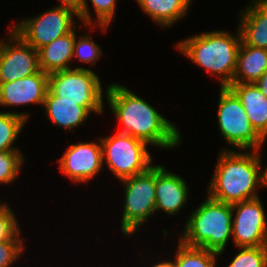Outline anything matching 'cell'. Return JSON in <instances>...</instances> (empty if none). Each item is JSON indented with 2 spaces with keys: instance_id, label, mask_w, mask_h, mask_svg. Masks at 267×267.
Listing matches in <instances>:
<instances>
[{
  "instance_id": "1",
  "label": "cell",
  "mask_w": 267,
  "mask_h": 267,
  "mask_svg": "<svg viewBox=\"0 0 267 267\" xmlns=\"http://www.w3.org/2000/svg\"><path fill=\"white\" fill-rule=\"evenodd\" d=\"M105 95L112 114L123 127L118 133L160 149L171 150L181 143L179 128L124 85L109 84Z\"/></svg>"
},
{
  "instance_id": "13",
  "label": "cell",
  "mask_w": 267,
  "mask_h": 267,
  "mask_svg": "<svg viewBox=\"0 0 267 267\" xmlns=\"http://www.w3.org/2000/svg\"><path fill=\"white\" fill-rule=\"evenodd\" d=\"M48 92V74L39 72L14 80L0 83V106L15 107L28 104L43 106Z\"/></svg>"
},
{
  "instance_id": "23",
  "label": "cell",
  "mask_w": 267,
  "mask_h": 267,
  "mask_svg": "<svg viewBox=\"0 0 267 267\" xmlns=\"http://www.w3.org/2000/svg\"><path fill=\"white\" fill-rule=\"evenodd\" d=\"M172 263L175 267H216L219 253L199 247H190L178 240Z\"/></svg>"
},
{
  "instance_id": "4",
  "label": "cell",
  "mask_w": 267,
  "mask_h": 267,
  "mask_svg": "<svg viewBox=\"0 0 267 267\" xmlns=\"http://www.w3.org/2000/svg\"><path fill=\"white\" fill-rule=\"evenodd\" d=\"M186 220L180 241L221 255L232 237V204L216 201L208 195Z\"/></svg>"
},
{
  "instance_id": "21",
  "label": "cell",
  "mask_w": 267,
  "mask_h": 267,
  "mask_svg": "<svg viewBox=\"0 0 267 267\" xmlns=\"http://www.w3.org/2000/svg\"><path fill=\"white\" fill-rule=\"evenodd\" d=\"M93 9L95 11L96 23L94 18L92 19V13L89 9V4L87 0H83L81 11L78 13V20L80 23L82 22L87 27L95 29L96 27H100L101 30L106 31L107 27L111 25L113 18L115 17L116 4L118 0H89ZM110 24V25H109Z\"/></svg>"
},
{
  "instance_id": "12",
  "label": "cell",
  "mask_w": 267,
  "mask_h": 267,
  "mask_svg": "<svg viewBox=\"0 0 267 267\" xmlns=\"http://www.w3.org/2000/svg\"><path fill=\"white\" fill-rule=\"evenodd\" d=\"M99 141L71 144L59 158V170L76 183H88L103 167L102 146Z\"/></svg>"
},
{
  "instance_id": "27",
  "label": "cell",
  "mask_w": 267,
  "mask_h": 267,
  "mask_svg": "<svg viewBox=\"0 0 267 267\" xmlns=\"http://www.w3.org/2000/svg\"><path fill=\"white\" fill-rule=\"evenodd\" d=\"M21 229L8 241L0 242V267H11L23 254L25 246Z\"/></svg>"
},
{
  "instance_id": "20",
  "label": "cell",
  "mask_w": 267,
  "mask_h": 267,
  "mask_svg": "<svg viewBox=\"0 0 267 267\" xmlns=\"http://www.w3.org/2000/svg\"><path fill=\"white\" fill-rule=\"evenodd\" d=\"M153 22L161 27H170L185 17L192 0H135Z\"/></svg>"
},
{
  "instance_id": "14",
  "label": "cell",
  "mask_w": 267,
  "mask_h": 267,
  "mask_svg": "<svg viewBox=\"0 0 267 267\" xmlns=\"http://www.w3.org/2000/svg\"><path fill=\"white\" fill-rule=\"evenodd\" d=\"M187 182L178 174L165 169L163 165H155V209L167 215L178 214L187 203Z\"/></svg>"
},
{
  "instance_id": "7",
  "label": "cell",
  "mask_w": 267,
  "mask_h": 267,
  "mask_svg": "<svg viewBox=\"0 0 267 267\" xmlns=\"http://www.w3.org/2000/svg\"><path fill=\"white\" fill-rule=\"evenodd\" d=\"M103 164L118 180L146 172L153 166L146 142L124 133L100 138Z\"/></svg>"
},
{
  "instance_id": "28",
  "label": "cell",
  "mask_w": 267,
  "mask_h": 267,
  "mask_svg": "<svg viewBox=\"0 0 267 267\" xmlns=\"http://www.w3.org/2000/svg\"><path fill=\"white\" fill-rule=\"evenodd\" d=\"M17 217L8 204H0V242L10 240L19 230Z\"/></svg>"
},
{
  "instance_id": "26",
  "label": "cell",
  "mask_w": 267,
  "mask_h": 267,
  "mask_svg": "<svg viewBox=\"0 0 267 267\" xmlns=\"http://www.w3.org/2000/svg\"><path fill=\"white\" fill-rule=\"evenodd\" d=\"M90 36L89 34H84L79 38L76 36L73 58H78L81 63L95 65L96 61H98L102 55V49Z\"/></svg>"
},
{
  "instance_id": "10",
  "label": "cell",
  "mask_w": 267,
  "mask_h": 267,
  "mask_svg": "<svg viewBox=\"0 0 267 267\" xmlns=\"http://www.w3.org/2000/svg\"><path fill=\"white\" fill-rule=\"evenodd\" d=\"M263 207L259 197L232 204V237L237 249L267 246V219Z\"/></svg>"
},
{
  "instance_id": "30",
  "label": "cell",
  "mask_w": 267,
  "mask_h": 267,
  "mask_svg": "<svg viewBox=\"0 0 267 267\" xmlns=\"http://www.w3.org/2000/svg\"><path fill=\"white\" fill-rule=\"evenodd\" d=\"M262 94L267 97V71L255 82Z\"/></svg>"
},
{
  "instance_id": "29",
  "label": "cell",
  "mask_w": 267,
  "mask_h": 267,
  "mask_svg": "<svg viewBox=\"0 0 267 267\" xmlns=\"http://www.w3.org/2000/svg\"><path fill=\"white\" fill-rule=\"evenodd\" d=\"M60 5L73 9L75 12L79 13L82 8L83 0H59Z\"/></svg>"
},
{
  "instance_id": "17",
  "label": "cell",
  "mask_w": 267,
  "mask_h": 267,
  "mask_svg": "<svg viewBox=\"0 0 267 267\" xmlns=\"http://www.w3.org/2000/svg\"><path fill=\"white\" fill-rule=\"evenodd\" d=\"M43 107L48 120L67 131L83 125L91 115L86 107L79 106V102L58 101V97L49 89Z\"/></svg>"
},
{
  "instance_id": "11",
  "label": "cell",
  "mask_w": 267,
  "mask_h": 267,
  "mask_svg": "<svg viewBox=\"0 0 267 267\" xmlns=\"http://www.w3.org/2000/svg\"><path fill=\"white\" fill-rule=\"evenodd\" d=\"M0 41V83L11 82L40 71L38 50L13 29Z\"/></svg>"
},
{
  "instance_id": "9",
  "label": "cell",
  "mask_w": 267,
  "mask_h": 267,
  "mask_svg": "<svg viewBox=\"0 0 267 267\" xmlns=\"http://www.w3.org/2000/svg\"><path fill=\"white\" fill-rule=\"evenodd\" d=\"M78 13L64 6H55L35 17H29L13 24V30L35 50L70 33Z\"/></svg>"
},
{
  "instance_id": "3",
  "label": "cell",
  "mask_w": 267,
  "mask_h": 267,
  "mask_svg": "<svg viewBox=\"0 0 267 267\" xmlns=\"http://www.w3.org/2000/svg\"><path fill=\"white\" fill-rule=\"evenodd\" d=\"M236 34L227 31L203 32L182 39L176 49L197 66L220 81V87L232 84L237 67V54L241 45L239 28Z\"/></svg>"
},
{
  "instance_id": "8",
  "label": "cell",
  "mask_w": 267,
  "mask_h": 267,
  "mask_svg": "<svg viewBox=\"0 0 267 267\" xmlns=\"http://www.w3.org/2000/svg\"><path fill=\"white\" fill-rule=\"evenodd\" d=\"M121 182L125 188V203L120 228L123 235L131 236L156 213L155 165Z\"/></svg>"
},
{
  "instance_id": "5",
  "label": "cell",
  "mask_w": 267,
  "mask_h": 267,
  "mask_svg": "<svg viewBox=\"0 0 267 267\" xmlns=\"http://www.w3.org/2000/svg\"><path fill=\"white\" fill-rule=\"evenodd\" d=\"M48 89L58 101L79 102L91 113L103 114V87L93 70L73 67L48 74Z\"/></svg>"
},
{
  "instance_id": "18",
  "label": "cell",
  "mask_w": 267,
  "mask_h": 267,
  "mask_svg": "<svg viewBox=\"0 0 267 267\" xmlns=\"http://www.w3.org/2000/svg\"><path fill=\"white\" fill-rule=\"evenodd\" d=\"M75 30L78 31L75 27L70 33L38 49L40 70L50 74L72 68L69 64L73 62L74 42L77 36Z\"/></svg>"
},
{
  "instance_id": "22",
  "label": "cell",
  "mask_w": 267,
  "mask_h": 267,
  "mask_svg": "<svg viewBox=\"0 0 267 267\" xmlns=\"http://www.w3.org/2000/svg\"><path fill=\"white\" fill-rule=\"evenodd\" d=\"M29 116L25 112H0V151H21L13 145Z\"/></svg>"
},
{
  "instance_id": "24",
  "label": "cell",
  "mask_w": 267,
  "mask_h": 267,
  "mask_svg": "<svg viewBox=\"0 0 267 267\" xmlns=\"http://www.w3.org/2000/svg\"><path fill=\"white\" fill-rule=\"evenodd\" d=\"M21 151H0V184H12L24 165Z\"/></svg>"
},
{
  "instance_id": "25",
  "label": "cell",
  "mask_w": 267,
  "mask_h": 267,
  "mask_svg": "<svg viewBox=\"0 0 267 267\" xmlns=\"http://www.w3.org/2000/svg\"><path fill=\"white\" fill-rule=\"evenodd\" d=\"M239 249L227 267H267V246Z\"/></svg>"
},
{
  "instance_id": "15",
  "label": "cell",
  "mask_w": 267,
  "mask_h": 267,
  "mask_svg": "<svg viewBox=\"0 0 267 267\" xmlns=\"http://www.w3.org/2000/svg\"><path fill=\"white\" fill-rule=\"evenodd\" d=\"M250 1L238 20L241 40L245 45L267 49V0Z\"/></svg>"
},
{
  "instance_id": "19",
  "label": "cell",
  "mask_w": 267,
  "mask_h": 267,
  "mask_svg": "<svg viewBox=\"0 0 267 267\" xmlns=\"http://www.w3.org/2000/svg\"><path fill=\"white\" fill-rule=\"evenodd\" d=\"M267 71V49L241 45L232 83H255Z\"/></svg>"
},
{
  "instance_id": "6",
  "label": "cell",
  "mask_w": 267,
  "mask_h": 267,
  "mask_svg": "<svg viewBox=\"0 0 267 267\" xmlns=\"http://www.w3.org/2000/svg\"><path fill=\"white\" fill-rule=\"evenodd\" d=\"M219 91L217 120L224 141L237 150L261 151L265 140L250 124L240 99L229 87H220Z\"/></svg>"
},
{
  "instance_id": "31",
  "label": "cell",
  "mask_w": 267,
  "mask_h": 267,
  "mask_svg": "<svg viewBox=\"0 0 267 267\" xmlns=\"http://www.w3.org/2000/svg\"><path fill=\"white\" fill-rule=\"evenodd\" d=\"M151 267H175V265L172 263V260L169 261H159L158 263L152 265Z\"/></svg>"
},
{
  "instance_id": "2",
  "label": "cell",
  "mask_w": 267,
  "mask_h": 267,
  "mask_svg": "<svg viewBox=\"0 0 267 267\" xmlns=\"http://www.w3.org/2000/svg\"><path fill=\"white\" fill-rule=\"evenodd\" d=\"M259 153V150L249 153L247 150H221L208 186V196L227 204L259 197L257 188L267 187L266 168L261 170L262 156Z\"/></svg>"
},
{
  "instance_id": "16",
  "label": "cell",
  "mask_w": 267,
  "mask_h": 267,
  "mask_svg": "<svg viewBox=\"0 0 267 267\" xmlns=\"http://www.w3.org/2000/svg\"><path fill=\"white\" fill-rule=\"evenodd\" d=\"M240 99L250 124L266 141L267 139V97L255 83H232L228 86Z\"/></svg>"
}]
</instances>
